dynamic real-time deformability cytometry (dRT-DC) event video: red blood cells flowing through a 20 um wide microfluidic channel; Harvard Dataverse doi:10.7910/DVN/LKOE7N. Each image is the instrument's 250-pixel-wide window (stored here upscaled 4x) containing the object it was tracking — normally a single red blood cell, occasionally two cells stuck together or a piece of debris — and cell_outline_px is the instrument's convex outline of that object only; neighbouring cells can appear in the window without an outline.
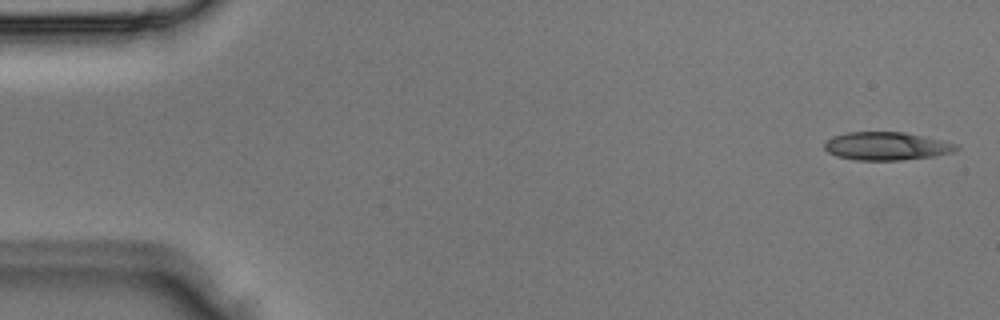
{"species": "Egyptian fruit bat (a non-hibernating species)", "species_latin": "Rousettus aegyptiacus", "temperature_condition": "room temperature", "stored_images_in_passage": 4, "camera_frame_rate_fps": 3000, "um_per_image_px": 0.085, "animal": {"sex": "male"}, "frame": {"image": 1, "passage_image": 1, "time_ms": 0.0, "image_size_px": [1000, 320], "cell_outline_px": [[960, 148], [952, 152], [932, 156], [900, 160], [856, 160], [836, 156], [828, 152], [824, 148], [824, 140], [832, 136], [848, 132], [904, 132], [940, 140], [956, 144]], "centroid_in_image_um": [75.29, 12.41], "position_along_channel_um": 9.7, "area_um2": 21.5}}
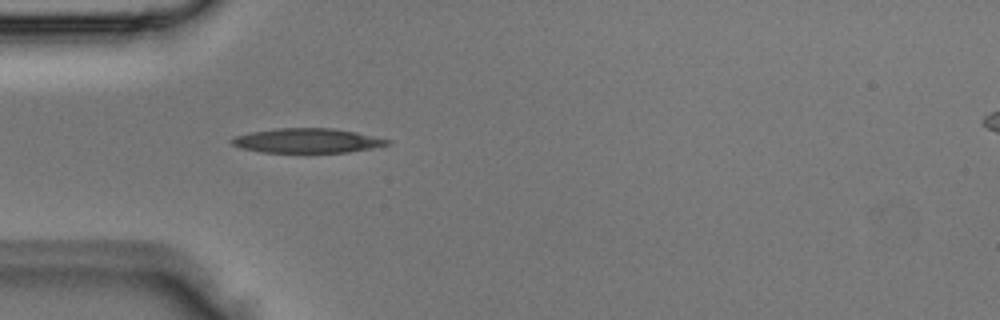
{"frame": {"image": 2, "passage_image": 4, "time_ms": 1.0, "image_size_px": [1000, 320], "cell_outline_px": [[392, 140], [388, 144], [372, 148], [348, 152], [260, 152], [240, 148], [232, 144], [228, 140], [232, 136], [248, 132], [276, 128], [332, 128], [356, 132]], "centroid_in_image_um": [26.04, 11.95], "position_along_channel_um": 59.0, "area_um2": 22.37}}